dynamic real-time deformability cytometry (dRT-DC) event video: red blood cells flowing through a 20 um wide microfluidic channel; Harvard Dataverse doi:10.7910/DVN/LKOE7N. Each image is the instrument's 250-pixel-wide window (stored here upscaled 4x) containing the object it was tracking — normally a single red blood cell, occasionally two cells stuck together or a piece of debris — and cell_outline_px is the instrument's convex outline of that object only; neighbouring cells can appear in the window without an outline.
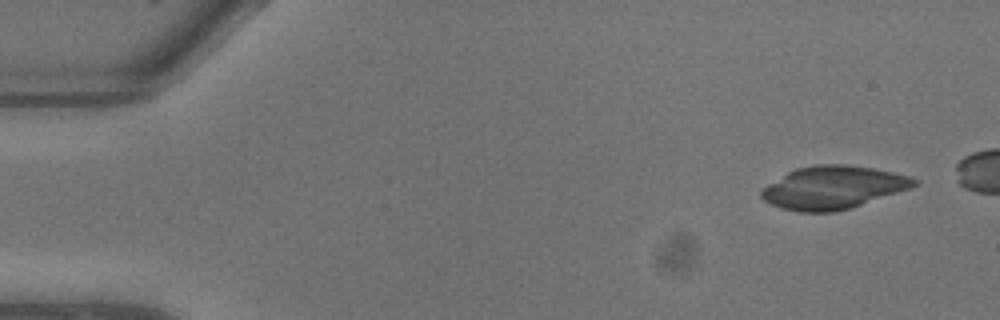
{"species": "common noctule bat (a hibernating species)", "species_latin": "Nyctalus noctula", "temperature_condition": "warm", "stored_images_in_passage": 6, "camera_frame_rate_fps": 3000, "um_per_image_px": 0.085, "animal": {"sex": "male", "body_mass_g": 13.3}, "frame": {"image": 1, "passage_image": 1, "time_ms": 0.0, "image_size_px": [1000, 320], "cell_outline_px": [[920, 184], [912, 188], [848, 208], [832, 212], [796, 212], [780, 208], [764, 200], [760, 196], [760, 192], [768, 184], [788, 172], [796, 168], [816, 164], [844, 164], [872, 168], [892, 172], [908, 176], [920, 180]], "centroid_in_image_um": [70.82, 15.93], "position_along_channel_um": 14.2, "area_um2": 38.03}}